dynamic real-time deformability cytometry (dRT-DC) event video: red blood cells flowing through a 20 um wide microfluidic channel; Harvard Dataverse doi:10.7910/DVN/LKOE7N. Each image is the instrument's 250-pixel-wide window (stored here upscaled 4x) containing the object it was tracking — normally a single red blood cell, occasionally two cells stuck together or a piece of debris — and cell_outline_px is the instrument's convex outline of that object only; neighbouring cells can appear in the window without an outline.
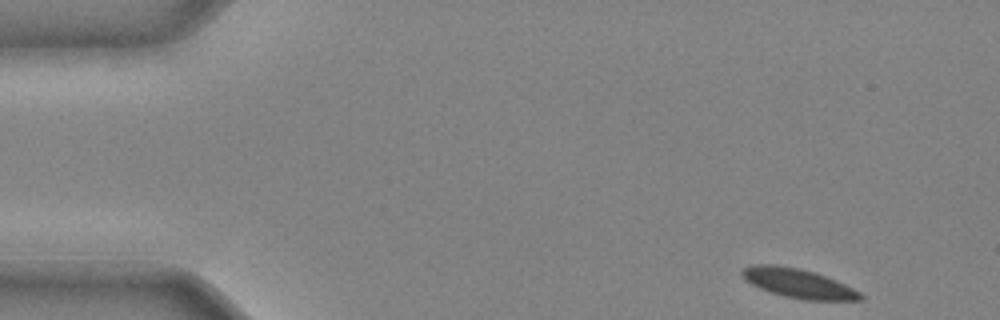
{"species": "common noctule bat (a hibernating species)", "species_latin": "Nyctalus noctula", "temperature_condition": "cold", "stored_images_in_passage": 40, "camera_frame_rate_fps": 3000, "um_per_image_px": 0.085, "animal": {"sex": "male", "body_mass_g": 20.4}, "frame": {"image": 1, "passage_image": 1, "time_ms": 0.0, "image_size_px": [1000, 320], "cell_outline_px": [[864, 300], [804, 300], [784, 296], [760, 288], [744, 280], [740, 272], [744, 268], [752, 264], [776, 264], [800, 268], [816, 272], [836, 280], [860, 292], [864, 296]], "centroid_in_image_um": [67.85, 24.07], "position_along_channel_um": 17.2, "area_um2": 20.29}}
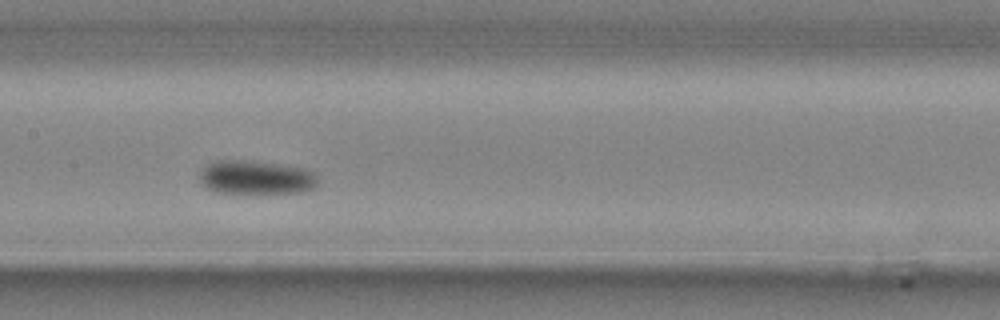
{"frame": {"image": 2, "passage_image": 19, "time_ms": 6.0, "image_size_px": [1000, 320], "cell_outline_px": [[316, 184], [312, 188], [300, 192], [216, 192], [200, 184], [200, 172], [208, 164], [216, 160], [252, 160], [284, 164], [304, 168], [316, 172]], "centroid_in_image_um": [21.75, 15.05], "position_along_channel_um": 185.6, "area_um2": 23.24}}
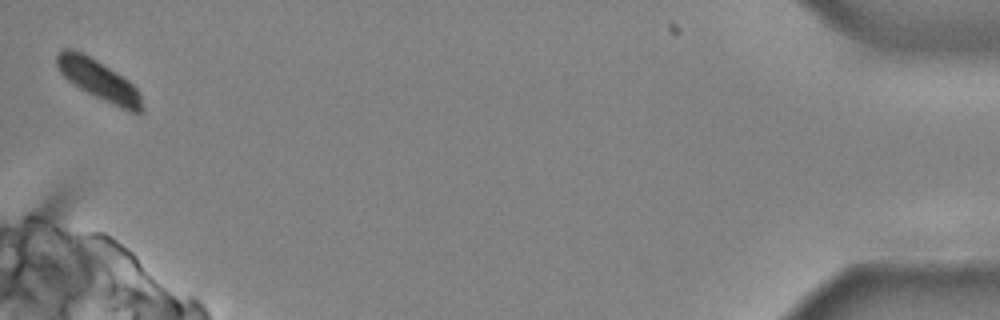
{"frame": {"image": 3, "passage_image": 40, "time_ms": 13.0, "image_size_px": [1000, 320], "cell_outline_px": [[144, 112], [140, 116], [128, 112], [72, 84], [60, 72], [56, 64], [56, 52], [60, 48], [72, 48], [96, 60], [116, 72], [128, 80], [136, 88], [140, 96], [144, 108]], "centroid_in_image_um": [8.41, 6.82], "position_along_channel_um": 426.8, "area_um2": 20.0}}